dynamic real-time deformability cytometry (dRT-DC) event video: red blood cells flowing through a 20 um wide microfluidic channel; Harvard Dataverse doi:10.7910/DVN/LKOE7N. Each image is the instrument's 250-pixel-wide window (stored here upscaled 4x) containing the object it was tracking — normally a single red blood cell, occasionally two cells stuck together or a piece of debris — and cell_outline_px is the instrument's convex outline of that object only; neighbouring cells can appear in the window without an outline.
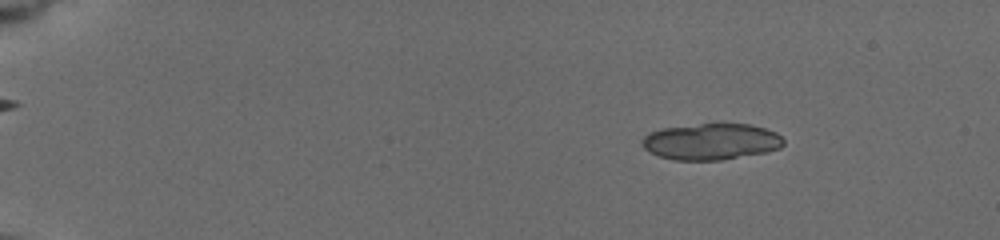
{"species": "common noctule bat (a hibernating species)", "species_latin": "Nyctalus noctula", "temperature_condition": "cold", "stored_images_in_passage": 29, "segment_of_instrument_passage": [1, 2], "camera_frame_rate_fps": 3000, "um_per_image_px": 0.085, "animal": {"sex": "female", "body_mass_g": 19.5, "forearm_length_mm": 54.1}, "frame": {"image": 1, "passage_image": 5, "time_ms": 1.667, "image_size_px": [1000, 240], "cell_outline_px": [[784, 144], [780, 148], [768, 152], [720, 160], [676, 160], [660, 156], [648, 152], [640, 144], [640, 140], [648, 132], [664, 128], [700, 124], [748, 124], [764, 128], [776, 132], [784, 140]], "centroid_in_image_um": [60.43, 12.04], "position_along_channel_um": 24.6, "area_um2": 30.0}}